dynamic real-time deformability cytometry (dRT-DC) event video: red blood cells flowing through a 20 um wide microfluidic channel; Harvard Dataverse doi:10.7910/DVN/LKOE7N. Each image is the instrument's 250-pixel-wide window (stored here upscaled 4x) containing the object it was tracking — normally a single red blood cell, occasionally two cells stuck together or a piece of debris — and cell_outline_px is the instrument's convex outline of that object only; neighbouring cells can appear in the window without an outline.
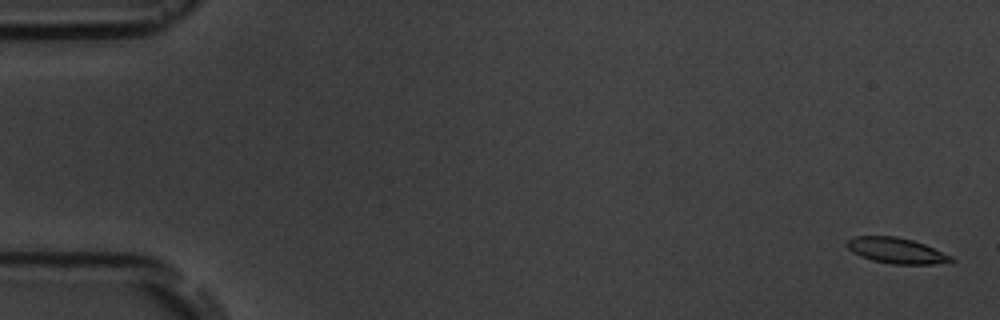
{"species": "common noctule bat (a hibernating species)", "species_latin": "Nyctalus noctula", "temperature_condition": "room temperature", "stored_images_in_passage": 6, "camera_frame_rate_fps": 3000, "um_per_image_px": 0.085, "animal": {"sex": "male", "body_mass_g": 19.5, "forearm_length_mm": 54.6}, "frame": {"image": 1, "passage_image": 1, "time_ms": 0.0, "image_size_px": [1000, 320], "cell_outline_px": [[956, 260], [932, 264], [892, 264], [872, 260], [860, 256], [852, 252], [844, 244], [852, 236], [896, 236], [912, 240], [924, 244], [952, 256]], "centroid_in_image_um": [76.14, 21.29], "position_along_channel_um": 8.9, "area_um2": 15.55}}
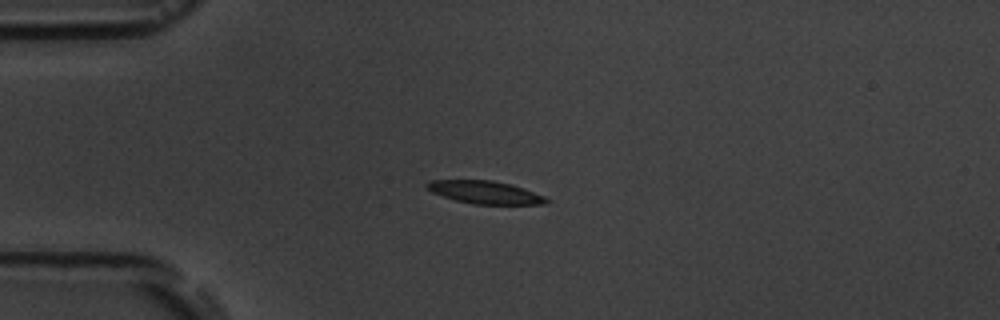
{"frame": {"image": 2, "passage_image": 4, "time_ms": 4.333, "image_size_px": [1000, 320], "cell_outline_px": [[548, 200], [544, 204], [472, 204], [456, 200], [432, 192], [424, 184], [432, 180], [492, 180], [512, 184], [524, 188], [544, 196]], "centroid_in_image_um": [41.23, 16.34], "position_along_channel_um": 43.8, "area_um2": 15.72}}
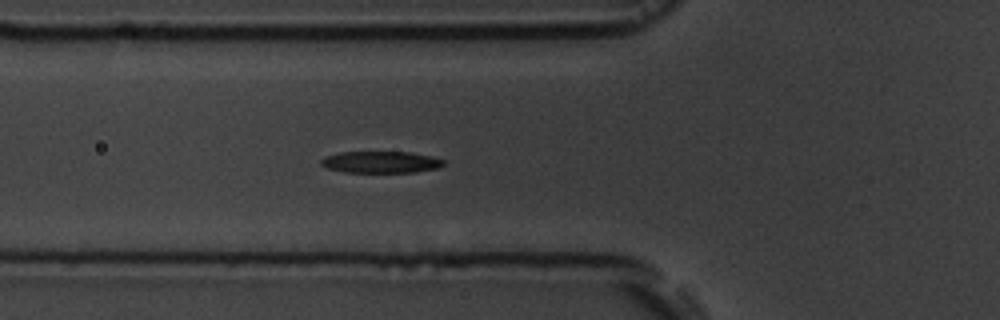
{"frame": {"image": 3, "passage_image": 6, "time_ms": 6.333, "image_size_px": [1000, 320], "cell_outline_px": [[444, 164], [440, 168], [416, 172], [344, 172], [328, 168], [320, 164], [320, 160], [324, 156], [340, 152], [412, 152], [432, 156], [444, 160]], "centroid_in_image_um": [32.38, 13.77], "position_along_channel_um": 93.4, "area_um2": 15.61}}